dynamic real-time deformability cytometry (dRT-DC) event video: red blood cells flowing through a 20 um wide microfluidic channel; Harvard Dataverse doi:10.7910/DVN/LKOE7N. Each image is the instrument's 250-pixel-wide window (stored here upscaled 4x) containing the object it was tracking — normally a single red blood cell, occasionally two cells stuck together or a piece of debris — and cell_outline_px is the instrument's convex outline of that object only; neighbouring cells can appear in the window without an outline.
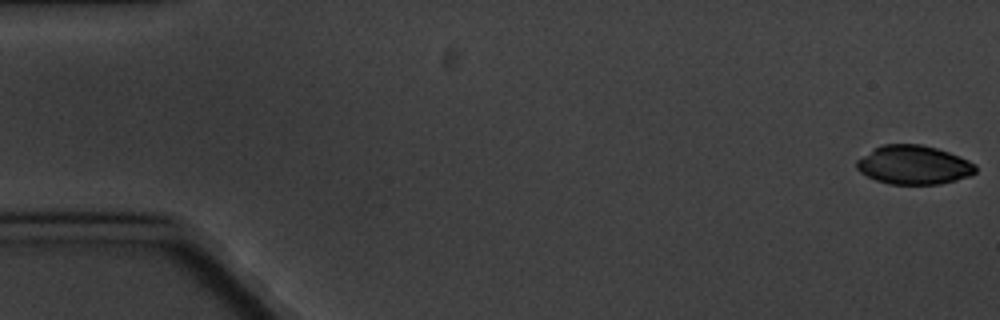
{"species": "common noctule bat (a hibernating species)", "species_latin": "Nyctalus noctula", "temperature_condition": "cold", "stored_images_in_passage": 5, "camera_frame_rate_fps": 3000, "um_per_image_px": 0.085, "animal": {"sex": "male", "body_mass_g": 20.1, "forearm_length_mm": 53.5}, "frame": {"image": 1, "passage_image": 1, "time_ms": 0.0, "image_size_px": [1000, 320], "cell_outline_px": [[976, 172], [968, 176], [956, 180], [940, 184], [888, 184], [876, 180], [860, 172], [856, 168], [856, 160], [876, 148], [884, 144], [920, 144], [936, 148], [948, 152], [968, 160], [976, 164]], "centroid_in_image_um": [77.67, 14.02], "position_along_channel_um": 7.3, "area_um2": 26.76}}